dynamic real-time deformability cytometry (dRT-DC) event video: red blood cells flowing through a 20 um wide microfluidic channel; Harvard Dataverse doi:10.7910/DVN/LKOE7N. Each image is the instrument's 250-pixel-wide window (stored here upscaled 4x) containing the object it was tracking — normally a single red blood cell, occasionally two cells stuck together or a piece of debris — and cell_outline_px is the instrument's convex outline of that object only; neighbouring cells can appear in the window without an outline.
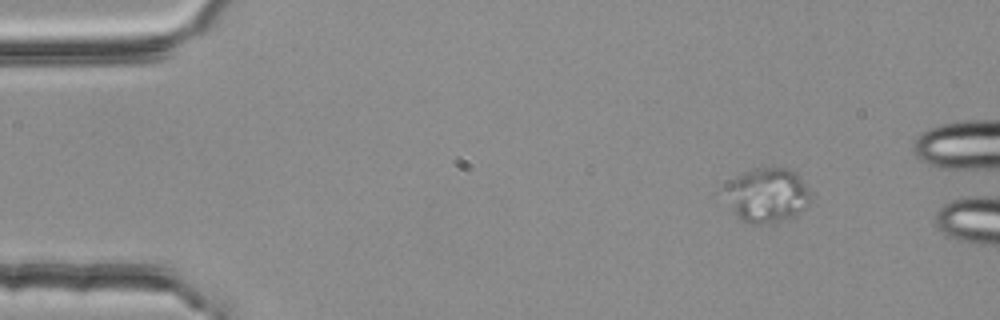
{"species": "common noctule bat (a hibernating species)", "species_latin": "Nyctalus noctula", "temperature_condition": "room temperature", "stored_images_in_passage": 2, "segment_of_instrument_passage": [1, 2], "camera_frame_rate_fps": 3000, "um_per_image_px": 0.085, "animal": {"sex": "female", "body_mass_g": 25.1}, "frame": {"image": 1, "passage_image": 1, "time_ms": 0.0, "image_size_px": [1000, 320], "cell_outline_px": [[812, 196], [792, 216], [772, 224], [748, 224], [736, 216], [732, 212], [732, 180], [744, 172], [752, 168], [792, 168], [800, 176]], "centroid_in_image_um": [65.29, 16.58], "position_along_channel_um": 19.7, "area_um2": 25.95}}